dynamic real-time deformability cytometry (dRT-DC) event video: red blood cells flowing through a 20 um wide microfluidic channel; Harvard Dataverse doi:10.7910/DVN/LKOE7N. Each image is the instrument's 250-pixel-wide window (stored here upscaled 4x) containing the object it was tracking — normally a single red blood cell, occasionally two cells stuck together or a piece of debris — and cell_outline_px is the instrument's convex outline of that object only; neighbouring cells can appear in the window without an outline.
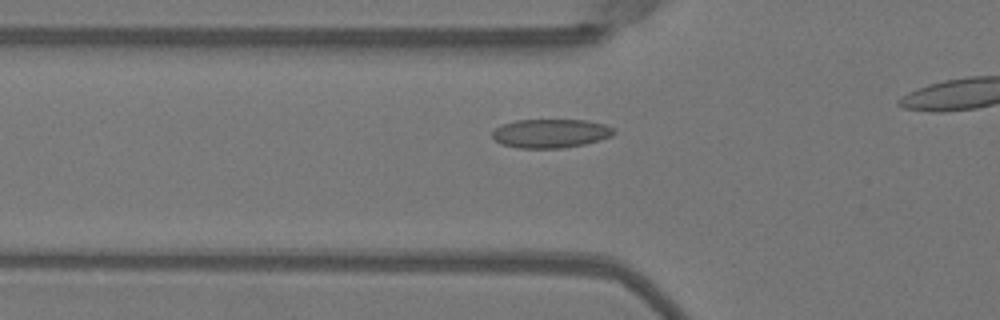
{"species": "Egyptian fruit bat (a non-hibernating species)", "species_latin": "Rousettus aegyptiacus", "temperature_condition": "warm", "stored_images_in_passage": 34, "camera_frame_rate_fps": 3000, "um_per_image_px": 0.085, "animal": {"sex": "female"}, "frame": {"image": 1, "passage_image": 10, "time_ms": 3.0, "image_size_px": [1000, 320], "cell_outline_px": [[616, 132], [612, 136], [600, 140], [584, 144], [564, 148], [520, 148], [500, 144], [492, 136], [492, 132], [496, 128], [504, 124], [516, 120], [588, 120], [604, 124], [616, 128]], "centroid_in_image_um": [46.85, 11.34], "position_along_channel_um": 79.0, "area_um2": 20.52}}
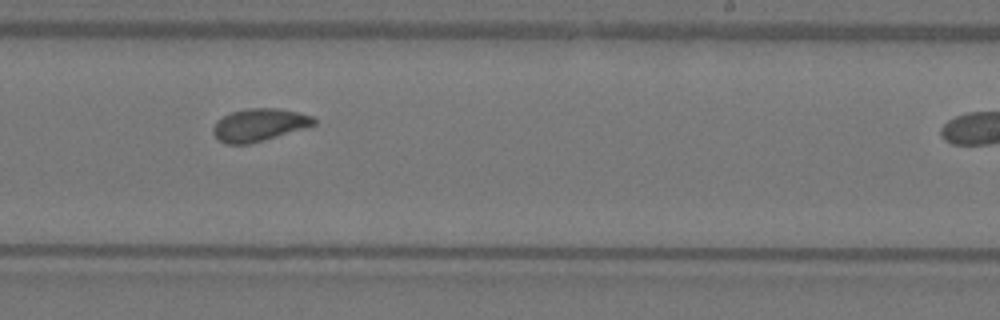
{"frame": {"image": 2, "passage_image": 24, "time_ms": 7.667, "image_size_px": [1000, 320], "cell_outline_px": [[316, 124], [264, 140], [248, 144], [224, 144], [216, 140], [212, 132], [212, 128], [216, 120], [232, 112], [248, 108], [276, 108], [300, 112], [312, 116], [316, 120]], "centroid_in_image_um": [21.98, 10.62], "position_along_channel_um": 267.0, "area_um2": 19.19}}
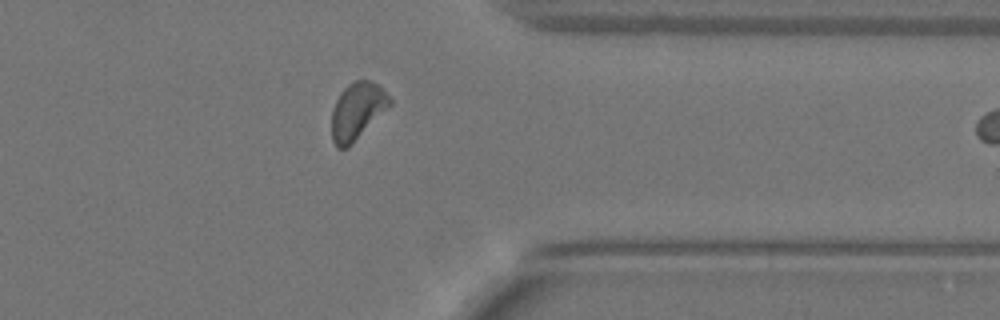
{"frame": {"image": 3, "passage_image": 33, "time_ms": 10.667, "image_size_px": [1000, 320], "cell_outline_px": [[392, 104], [348, 148], [336, 148], [332, 140], [332, 108], [340, 92], [348, 84], [356, 80], [368, 80], [380, 84], [392, 100]], "centroid_in_image_um": [30.37, 9.43], "position_along_channel_um": 381.0, "area_um2": 19.42}}